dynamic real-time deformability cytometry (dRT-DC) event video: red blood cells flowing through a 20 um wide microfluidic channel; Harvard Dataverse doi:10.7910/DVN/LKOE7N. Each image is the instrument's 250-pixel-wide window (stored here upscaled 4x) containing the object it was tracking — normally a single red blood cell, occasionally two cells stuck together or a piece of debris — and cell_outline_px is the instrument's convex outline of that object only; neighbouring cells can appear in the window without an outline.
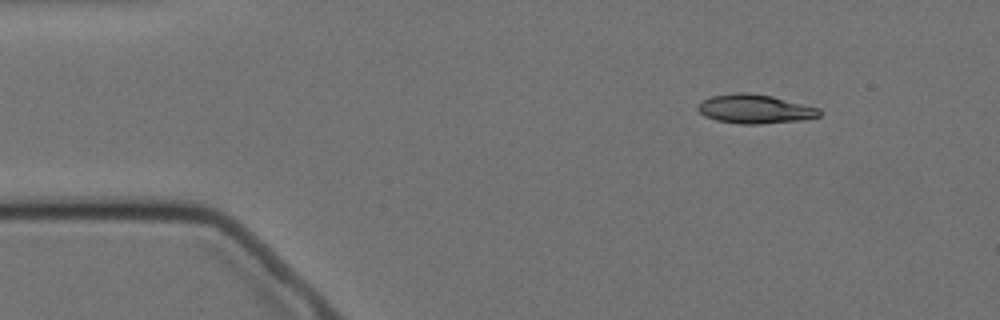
{"species": "Egyptian fruit bat (a non-hibernating species)", "species_latin": "Rousettus aegyptiacus", "temperature_condition": "cold", "stored_images_in_passage": 7, "camera_frame_rate_fps": 3000, "um_per_image_px": 0.085, "animal": {"sex": "female"}, "frame": {"image": 1, "passage_image": 1, "time_ms": 0.0, "image_size_px": [1000, 320], "cell_outline_px": [[820, 116], [800, 120], [760, 124], [740, 124], [716, 120], [704, 116], [696, 108], [704, 100], [712, 96], [736, 92], [748, 92], [772, 96], [820, 108]], "centroid_in_image_um": [64.16, 9.26], "position_along_channel_um": 20.8, "area_um2": 20.46}}
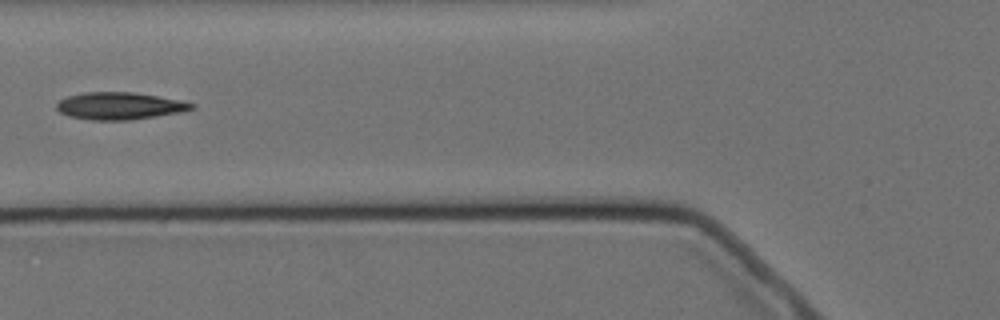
{"frame": {"image": 2, "passage_image": 5, "time_ms": 4.667, "image_size_px": [1000, 320], "cell_outline_px": [[196, 108], [180, 112], [156, 116], [128, 120], [92, 120], [68, 116], [60, 112], [56, 108], [56, 104], [60, 100], [68, 96], [84, 92], [132, 92], [180, 100], [196, 104]], "centroid_in_image_um": [10.16, 9.0], "position_along_channel_um": 115.6, "area_um2": 21.33}}
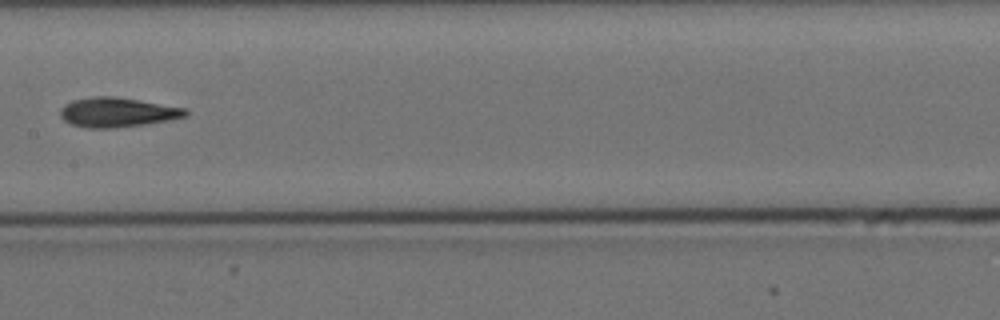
{"frame": {"image": 3, "passage_image": 7, "time_ms": 7.0, "image_size_px": [1000, 320], "cell_outline_px": [[188, 116], [172, 120], [148, 124], [116, 128], [88, 128], [72, 124], [64, 120], [60, 116], [60, 108], [64, 104], [72, 100], [96, 96], [116, 96], [188, 108]], "centroid_in_image_um": [10.02, 9.54], "position_along_channel_um": 197.4, "area_um2": 21.96}}